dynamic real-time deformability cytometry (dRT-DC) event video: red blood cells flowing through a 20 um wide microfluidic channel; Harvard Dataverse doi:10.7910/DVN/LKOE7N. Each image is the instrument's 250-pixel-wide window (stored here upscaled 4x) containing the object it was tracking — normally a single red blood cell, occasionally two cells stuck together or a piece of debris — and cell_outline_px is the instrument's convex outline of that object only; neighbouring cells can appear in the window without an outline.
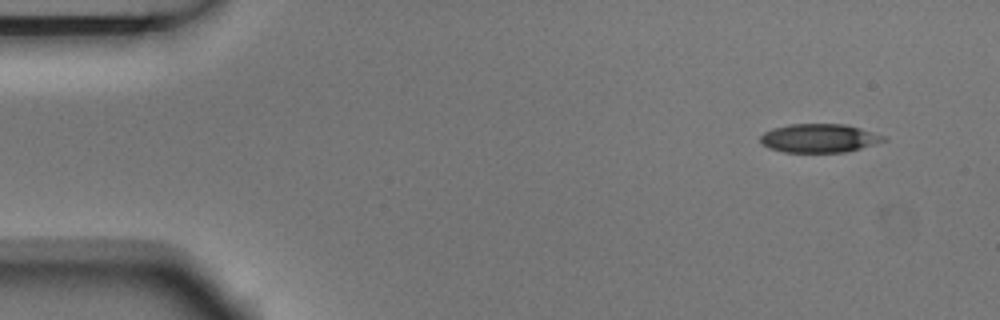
{"species": "Egyptian fruit bat (a non-hibernating species)", "species_latin": "Rousettus aegyptiacus", "temperature_condition": "room temperature", "stored_images_in_passage": 3, "camera_frame_rate_fps": 3000, "um_per_image_px": 0.085, "animal": {"sex": "male"}, "frame": {"image": 1, "passage_image": 1, "time_ms": 0.0, "image_size_px": [1000, 320], "cell_outline_px": [[888, 140], [860, 148], [844, 152], [784, 152], [768, 148], [760, 140], [760, 136], [764, 132], [772, 128], [792, 124], [844, 124], [860, 128], [888, 136]], "centroid_in_image_um": [69.66, 11.74], "position_along_channel_um": 15.3, "area_um2": 20.58}}